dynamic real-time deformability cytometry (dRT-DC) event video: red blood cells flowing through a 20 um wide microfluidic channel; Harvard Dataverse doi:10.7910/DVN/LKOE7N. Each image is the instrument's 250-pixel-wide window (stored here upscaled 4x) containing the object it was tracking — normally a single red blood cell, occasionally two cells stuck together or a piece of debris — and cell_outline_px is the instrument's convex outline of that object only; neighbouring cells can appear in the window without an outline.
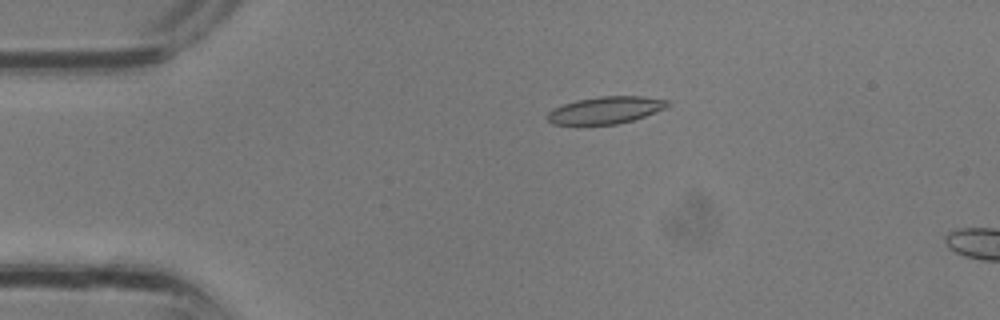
{"species": "common noctule bat (a hibernating species)", "species_latin": "Nyctalus noctula", "temperature_condition": "room temperature", "stored_images_in_passage": 10, "camera_frame_rate_fps": 3000, "um_per_image_px": 0.085, "animal": {"sex": "male", "body_mass_g": 13.3}, "frame": {"image": 1, "passage_image": 7, "time_ms": 2.0, "image_size_px": [1000, 320], "cell_outline_px": [[672, 104], [664, 108], [644, 116], [632, 120], [616, 124], [552, 124], [544, 116], [548, 112], [564, 104], [576, 100], [600, 96], [644, 96], [672, 100]], "centroid_in_image_um": [51.51, 9.34], "position_along_channel_um": 33.5, "area_um2": 18.96}}